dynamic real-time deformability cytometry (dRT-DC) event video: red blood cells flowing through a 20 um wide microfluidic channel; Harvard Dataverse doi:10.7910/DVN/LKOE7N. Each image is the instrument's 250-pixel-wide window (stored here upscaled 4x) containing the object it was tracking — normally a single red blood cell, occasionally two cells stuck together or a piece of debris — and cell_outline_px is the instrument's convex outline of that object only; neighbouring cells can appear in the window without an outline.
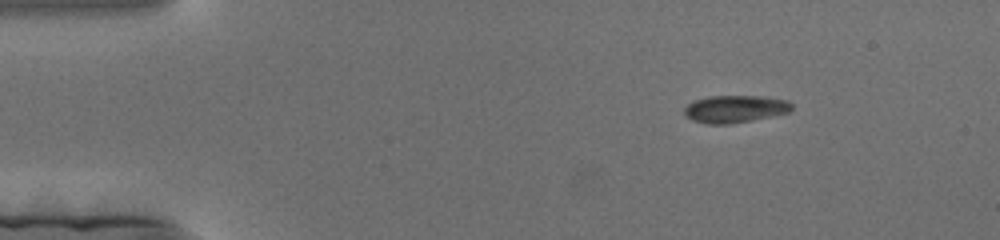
{"species": "human", "species_latin": "Homo sapiens", "temperature_condition": "cold", "stored_images_in_passage": 157, "camera_frame_rate_fps": 3000, "um_per_image_px": 0.085, "donor": {"sex": "female"}, "frame": {"image": 1, "passage_image": 1, "time_ms": 0.0, "image_size_px": [1000, 240], "cell_outline_px": [[792, 108], [788, 112], [772, 116], [732, 124], [708, 124], [692, 120], [684, 116], [684, 108], [688, 104], [696, 100], [708, 96], [760, 96], [788, 100], [792, 104]], "centroid_in_image_um": [62.46, 9.26], "position_along_channel_um": 22.5, "area_um2": 17.17}}
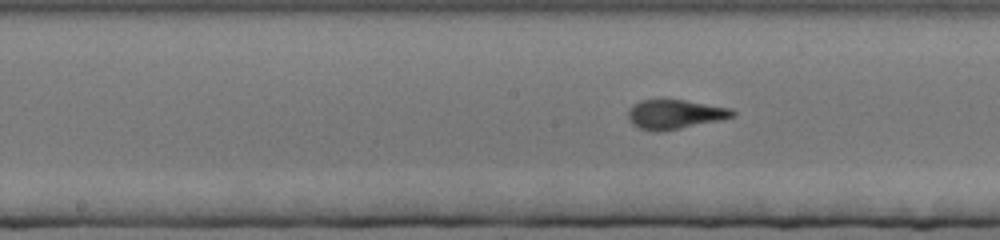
{"frame": {"image": 2, "passage_image": 68, "time_ms": 22.333, "image_size_px": [1000, 240], "cell_outline_px": [[736, 116], [720, 120], [660, 132], [652, 132], [640, 128], [632, 124], [628, 120], [628, 108], [640, 100], [660, 96], [732, 108], [736, 112]], "centroid_in_image_um": [57.32, 9.67], "position_along_channel_um": 190.9, "area_um2": 18.55}}
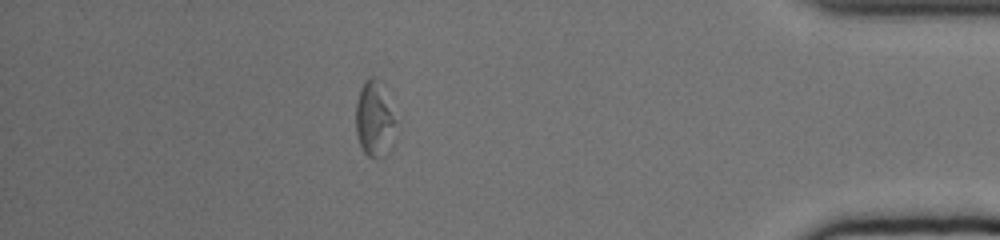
{"frame": {"image": 3, "passage_image": 135, "time_ms": 44.667, "image_size_px": [1000, 240], "cell_outline_px": [[396, 120], [392, 144], [388, 152], [384, 156], [376, 160], [372, 160], [364, 152], [360, 144], [356, 132], [356, 100], [360, 88], [364, 80], [368, 76], [376, 76]], "centroid_in_image_um": [31.8, 10.17], "position_along_channel_um": 403.4, "area_um2": 17.63}}